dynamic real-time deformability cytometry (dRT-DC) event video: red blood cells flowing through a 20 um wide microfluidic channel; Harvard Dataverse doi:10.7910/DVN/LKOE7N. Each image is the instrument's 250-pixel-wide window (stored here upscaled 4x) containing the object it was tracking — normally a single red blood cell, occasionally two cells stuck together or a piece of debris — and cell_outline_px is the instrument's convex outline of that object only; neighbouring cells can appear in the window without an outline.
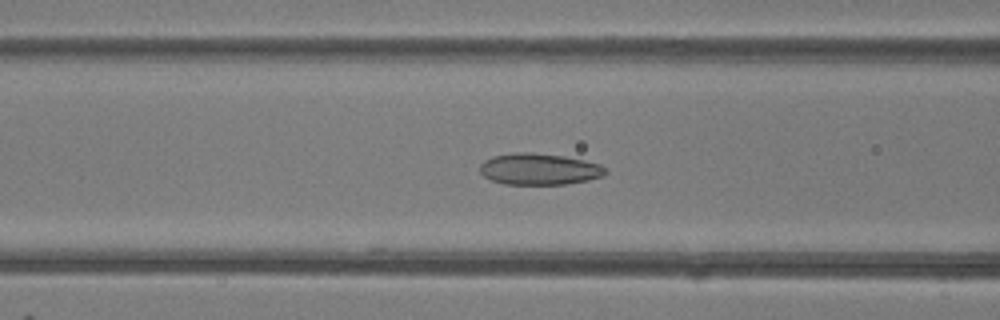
{"species": "common noctule bat (a hibernating species)", "species_latin": "Nyctalus noctula", "temperature_condition": "room temperature", "stored_images_in_passage": 47, "camera_frame_rate_fps": 3000, "um_per_image_px": 0.085, "animal": {"sex": "female"}, "frame": {"image": 1, "passage_image": 20, "time_ms": 6.333, "image_size_px": [1000, 320], "cell_outline_px": [[608, 172], [604, 176], [588, 180], [568, 184], [504, 184], [492, 180], [484, 176], [480, 172], [480, 164], [484, 160], [492, 156], [512, 152], [532, 152], [564, 156], [584, 160], [600, 164]], "centroid_in_image_um": [45.83, 14.37], "position_along_channel_um": 120.8, "area_um2": 23.18}}
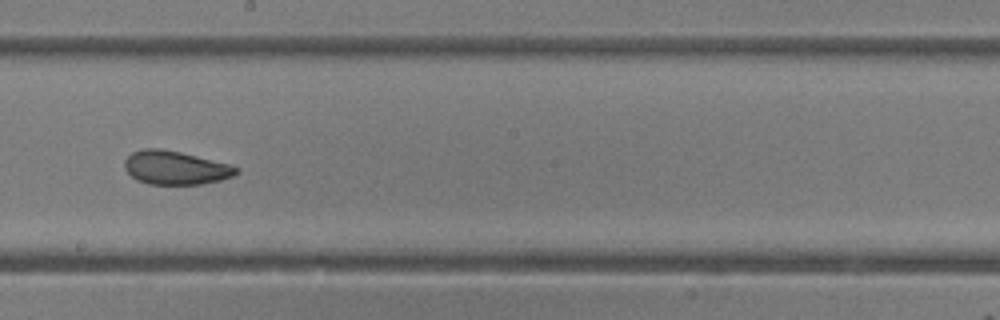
{"frame": {"image": 2, "passage_image": 28, "time_ms": 9.0, "image_size_px": [1000, 320], "cell_outline_px": [[240, 172], [232, 176], [220, 180], [200, 184], [148, 184], [136, 180], [124, 168], [124, 160], [132, 152], [144, 148], [160, 148], [180, 152], [228, 164], [240, 168]], "centroid_in_image_um": [14.89, 14.26], "position_along_channel_um": 233.3, "area_um2": 21.79}}
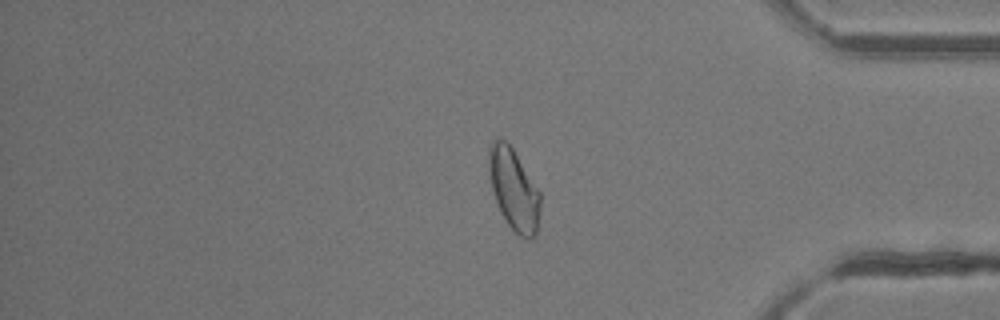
{"frame": {"image": 3, "passage_image": 41, "time_ms": 13.333, "image_size_px": [1000, 320], "cell_outline_px": [[540, 208], [536, 236], [528, 240], [520, 236], [508, 224], [500, 212], [492, 192], [488, 176], [488, 148], [492, 140], [496, 136], [500, 136], [512, 148], [540, 192]], "centroid_in_image_um": [43.64, 16.08], "position_along_channel_um": 391.6, "area_um2": 24.68}}